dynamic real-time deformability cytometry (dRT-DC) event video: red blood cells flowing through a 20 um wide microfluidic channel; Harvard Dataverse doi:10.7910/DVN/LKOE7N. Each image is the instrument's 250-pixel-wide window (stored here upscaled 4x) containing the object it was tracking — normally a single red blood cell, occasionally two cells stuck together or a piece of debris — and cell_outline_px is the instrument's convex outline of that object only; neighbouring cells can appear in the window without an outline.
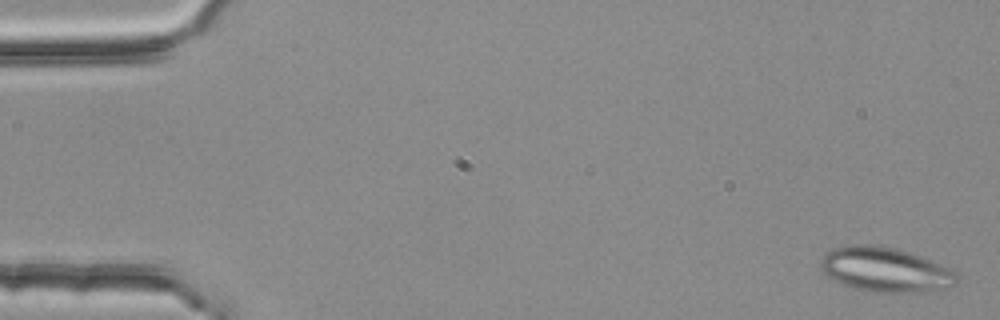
{"species": "common noctule bat (a hibernating species)", "species_latin": "Nyctalus noctula", "temperature_condition": "room temperature", "stored_images_in_passage": 4, "camera_frame_rate_fps": 3000, "um_per_image_px": 0.085, "animal": {"sex": "female", "body_mass_g": 25.1}, "frame": {"image": 1, "passage_image": 1, "time_ms": 0.0, "image_size_px": [1000, 320], "cell_outline_px": [[956, 280], [952, 284], [944, 288], [924, 292], [876, 292], [852, 288], [828, 276], [820, 268], [820, 260], [824, 252], [832, 248], [848, 244], [876, 244], [900, 248], [952, 268], [956, 272]], "centroid_in_image_um": [75.22, 22.88], "position_along_channel_um": 9.8, "area_um2": 35.72}}